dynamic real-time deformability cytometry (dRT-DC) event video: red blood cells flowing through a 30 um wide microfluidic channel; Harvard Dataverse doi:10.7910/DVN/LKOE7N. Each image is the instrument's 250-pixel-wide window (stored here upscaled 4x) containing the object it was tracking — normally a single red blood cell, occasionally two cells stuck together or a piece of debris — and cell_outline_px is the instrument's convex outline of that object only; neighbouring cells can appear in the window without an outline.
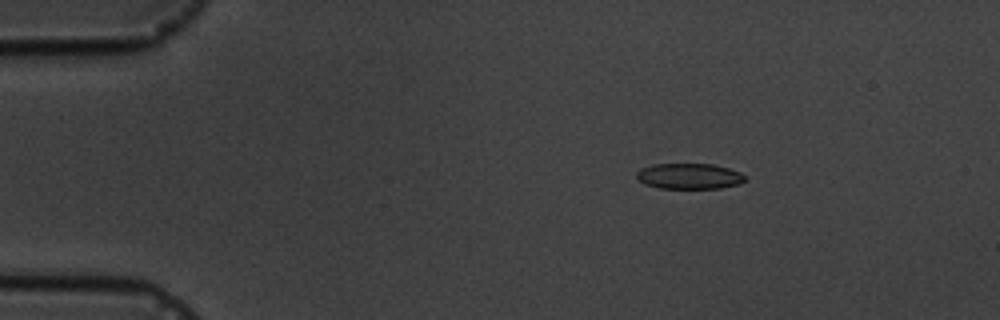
{"species": "common noctule bat (a hibernating species)", "species_latin": "Nyctalus noctula", "temperature_condition": "cold", "stored_images_in_passage": 4, "camera_frame_rate_fps": 3000, "um_per_image_px": 0.085, "animal": {"sex": "male", "body_mass_g": 19.5, "forearm_length_mm": 54.6}, "frame": {"image": 1, "passage_image": 2, "time_ms": 2.0, "image_size_px": [1000, 320], "cell_outline_px": [[744, 180], [740, 184], [720, 188], [660, 188], [644, 184], [636, 176], [636, 172], [640, 168], [652, 164], [712, 164], [728, 168], [740, 172], [744, 176]], "centroid_in_image_um": [58.56, 14.97], "position_along_channel_um": 26.4, "area_um2": 16.18}}